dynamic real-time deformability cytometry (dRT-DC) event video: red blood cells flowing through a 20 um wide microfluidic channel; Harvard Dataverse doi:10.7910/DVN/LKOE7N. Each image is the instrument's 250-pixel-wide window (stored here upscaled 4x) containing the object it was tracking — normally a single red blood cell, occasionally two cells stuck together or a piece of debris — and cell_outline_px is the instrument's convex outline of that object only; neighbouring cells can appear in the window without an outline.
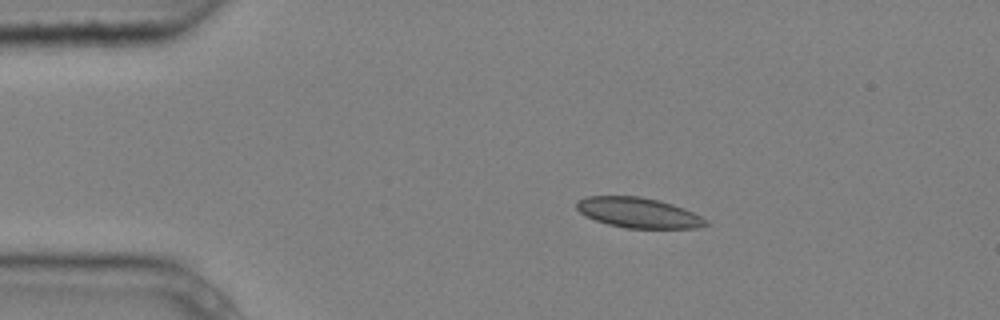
{"species": "common noctule bat (a hibernating species)", "species_latin": "Nyctalus noctula", "temperature_condition": "cold", "stored_images_in_passage": 5, "camera_frame_rate_fps": 3000, "um_per_image_px": 0.085, "animal": {"sex": "male", "body_mass_g": 20.4}, "frame": {"image": 1, "passage_image": 1, "time_ms": 0.0, "image_size_px": [1000, 320], "cell_outline_px": [[708, 224], [696, 228], [624, 228], [608, 224], [584, 216], [576, 208], [576, 200], [588, 196], [640, 196], [660, 200], [684, 208], [708, 220]], "centroid_in_image_um": [54.24, 18.07], "position_along_channel_um": 30.8, "area_um2": 22.83}}
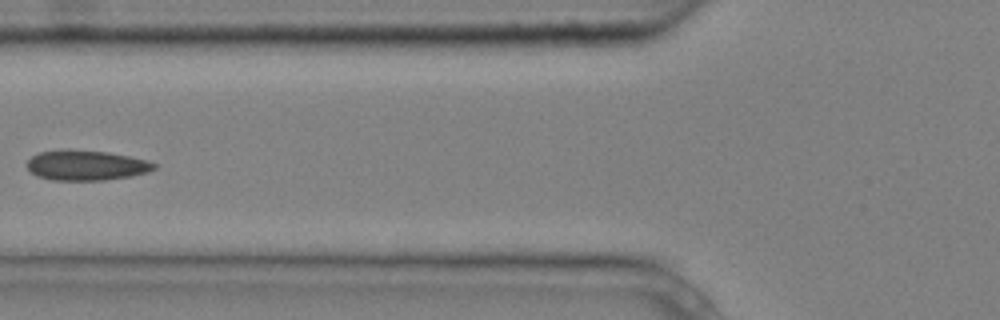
{"frame": {"image": 2, "passage_image": 4, "time_ms": 1.0, "image_size_px": [1000, 320], "cell_outline_px": [[156, 168], [148, 172], [132, 176], [104, 180], [52, 180], [36, 176], [28, 168], [28, 160], [32, 156], [40, 152], [68, 148], [108, 152], [148, 160], [156, 164]], "centroid_in_image_um": [7.34, 14.04], "position_along_channel_um": 118.5, "area_um2": 22.48}}
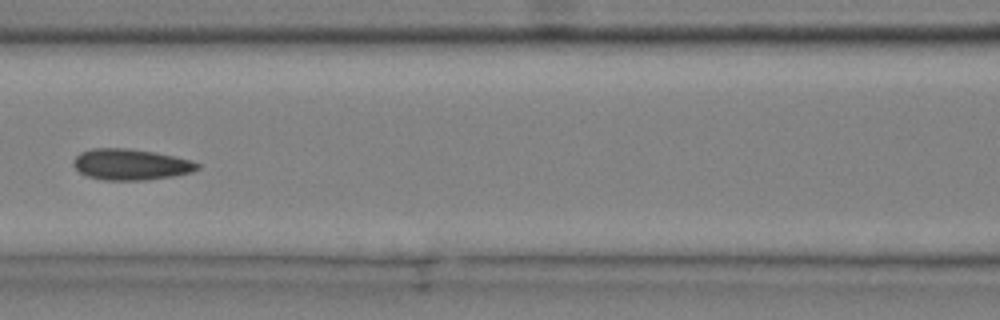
{"frame": {"image": 3, "passage_image": 5, "time_ms": 1.333, "image_size_px": [1000, 320], "cell_outline_px": [[200, 168], [192, 172], [172, 176], [144, 180], [104, 180], [88, 176], [80, 172], [72, 164], [72, 160], [80, 152], [92, 148], [124, 148], [152, 152], [192, 160], [200, 164]], "centroid_in_image_um": [11.1, 13.98], "position_along_channel_um": 155.5, "area_um2": 22.31}}